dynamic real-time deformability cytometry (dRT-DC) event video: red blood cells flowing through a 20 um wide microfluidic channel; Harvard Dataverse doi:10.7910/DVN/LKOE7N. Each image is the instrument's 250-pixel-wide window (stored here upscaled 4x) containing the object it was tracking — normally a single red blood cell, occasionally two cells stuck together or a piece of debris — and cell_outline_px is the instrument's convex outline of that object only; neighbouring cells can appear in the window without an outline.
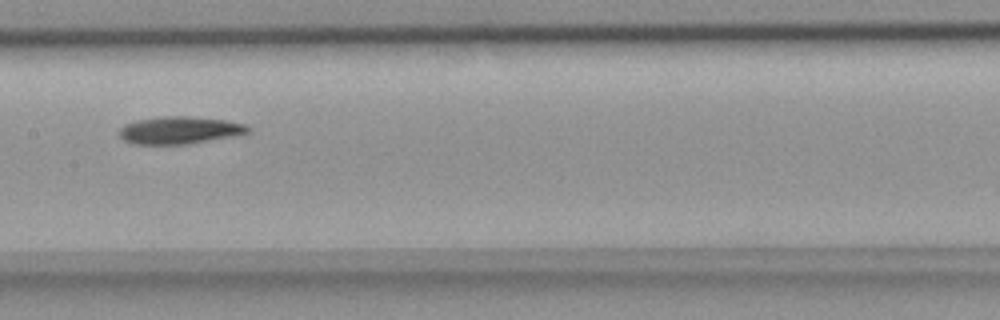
{"species": "common noctule bat (a hibernating species)", "species_latin": "Nyctalus noctula", "temperature_condition": "room temperature", "stored_images_in_passage": 10, "camera_frame_rate_fps": 3000, "um_per_image_px": 0.085, "animal": {"sex": "female", "body_mass_g": 18.4}, "frame": {"image": 1, "passage_image": 7, "time_ms": 2.0, "image_size_px": [1000, 320], "cell_outline_px": [[248, 132], [236, 136], [188, 144], [136, 144], [124, 140], [120, 136], [120, 128], [124, 124], [136, 120], [164, 116], [188, 116], [224, 120], [244, 124], [248, 128]], "centroid_in_image_um": [15.24, 11.07], "position_along_channel_um": 192.2, "area_um2": 20.4}}
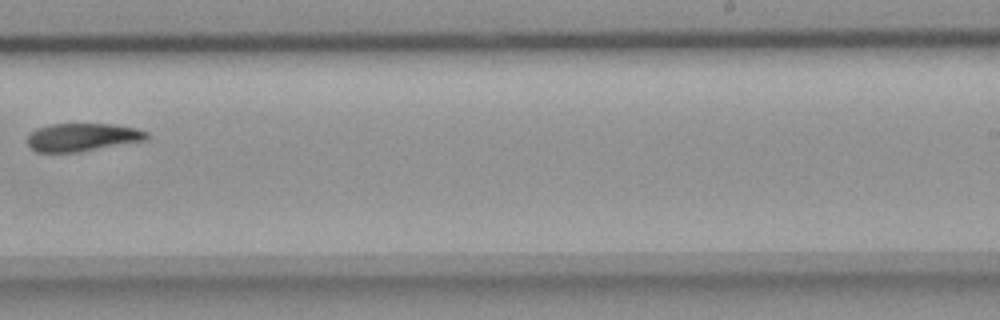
{"frame": {"image": 2, "passage_image": 9, "time_ms": 2.667, "image_size_px": [1000, 320], "cell_outline_px": [[148, 140], [80, 152], [36, 152], [28, 144], [28, 136], [36, 128], [52, 124], [116, 124], [136, 128], [148, 132]], "centroid_in_image_um": [7.05, 11.66], "position_along_channel_um": 282.0, "area_um2": 19.59}}
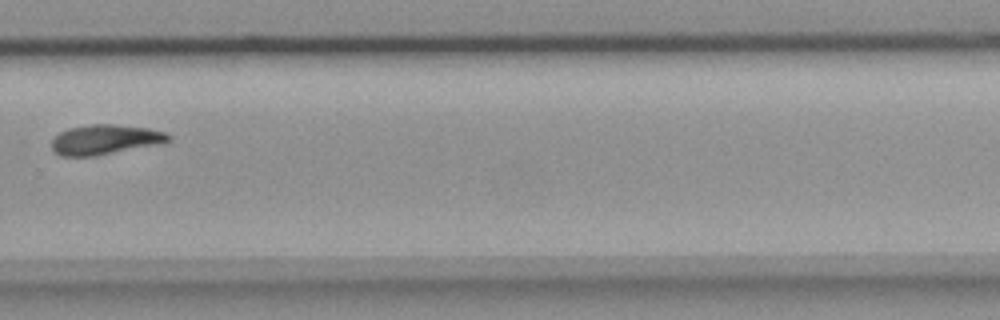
{"frame": {"image": 3, "passage_image": 10, "time_ms": 3.0, "image_size_px": [1000, 320], "cell_outline_px": [[172, 140], [160, 144], [96, 156], [60, 156], [52, 152], [52, 140], [60, 132], [68, 128], [88, 124], [116, 124], [148, 128], [164, 132], [172, 136]], "centroid_in_image_um": [8.93, 11.87], "position_along_channel_um": 320.9, "area_um2": 20.58}}